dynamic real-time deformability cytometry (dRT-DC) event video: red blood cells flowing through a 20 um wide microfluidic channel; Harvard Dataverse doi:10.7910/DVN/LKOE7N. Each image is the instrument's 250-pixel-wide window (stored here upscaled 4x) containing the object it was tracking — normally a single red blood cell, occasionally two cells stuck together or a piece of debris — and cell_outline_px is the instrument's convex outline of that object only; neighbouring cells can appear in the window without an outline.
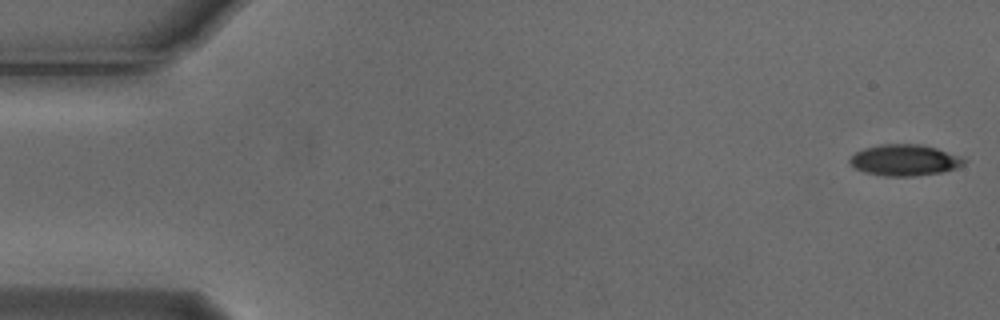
{"species": "Egyptian fruit bat (a non-hibernating species)", "species_latin": "Rousettus aegyptiacus", "temperature_condition": "cold", "stored_images_in_passage": 12, "camera_frame_rate_fps": 3000, "um_per_image_px": 0.085, "animal": {"sex": "male"}, "frame": {"image": 1, "passage_image": 1, "time_ms": 0.0, "image_size_px": [1000, 320], "cell_outline_px": [[968, 160], [964, 164], [956, 168], [940, 172], [912, 176], [884, 176], [864, 172], [856, 168], [848, 160], [856, 152], [864, 148], [880, 144], [920, 144], [936, 148], [960, 156]], "centroid_in_image_um": [76.9, 13.6], "position_along_channel_um": 8.1, "area_um2": 20.63}}
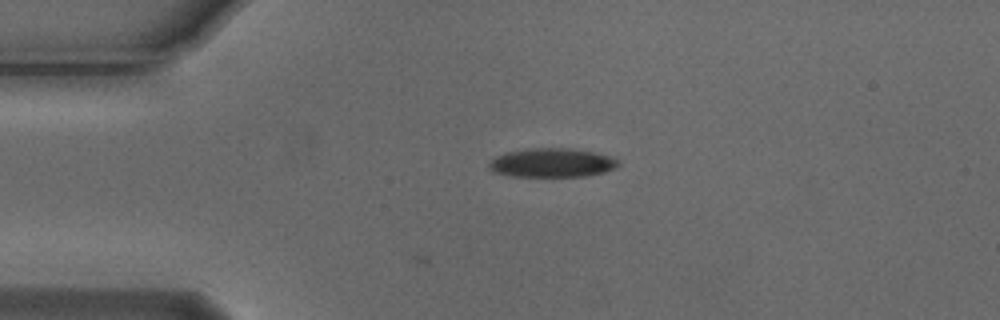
{"frame": {"image": 2, "passage_image": 12, "time_ms": 3.667, "image_size_px": [1000, 320], "cell_outline_px": [[620, 164], [616, 168], [604, 172], [584, 176], [512, 176], [496, 172], [488, 168], [488, 164], [496, 156], [504, 152], [528, 148], [572, 148], [612, 156], [620, 160]], "centroid_in_image_um": [46.94, 13.82], "position_along_channel_um": 38.1, "area_um2": 21.91}}